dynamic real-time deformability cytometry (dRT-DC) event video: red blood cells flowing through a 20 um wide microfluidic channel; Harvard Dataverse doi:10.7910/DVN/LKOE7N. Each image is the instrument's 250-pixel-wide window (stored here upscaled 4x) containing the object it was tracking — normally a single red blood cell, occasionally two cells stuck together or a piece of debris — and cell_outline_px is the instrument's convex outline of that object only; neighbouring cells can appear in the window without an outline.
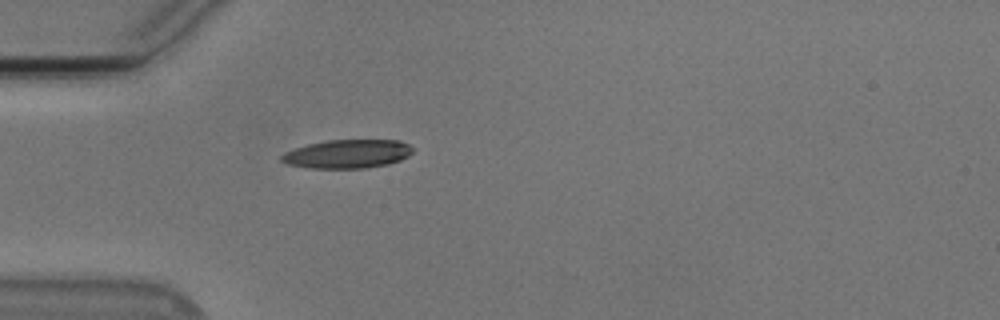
{"species": "Egyptian fruit bat (a non-hibernating species)", "species_latin": "Rousettus aegyptiacus", "temperature_condition": "cold", "stored_images_in_passage": 36, "camera_frame_rate_fps": 3000, "um_per_image_px": 0.085, "animal": {"sex": "male"}, "frame": {"image": 1, "passage_image": 1, "time_ms": 0.0, "image_size_px": [1000, 320], "cell_outline_px": [[416, 148], [408, 156], [400, 160], [388, 164], [364, 168], [308, 168], [288, 164], [280, 160], [280, 156], [284, 152], [308, 144], [328, 140], [400, 140]], "centroid_in_image_um": [29.55, 13.08], "position_along_channel_um": 55.4, "area_um2": 21.96}}
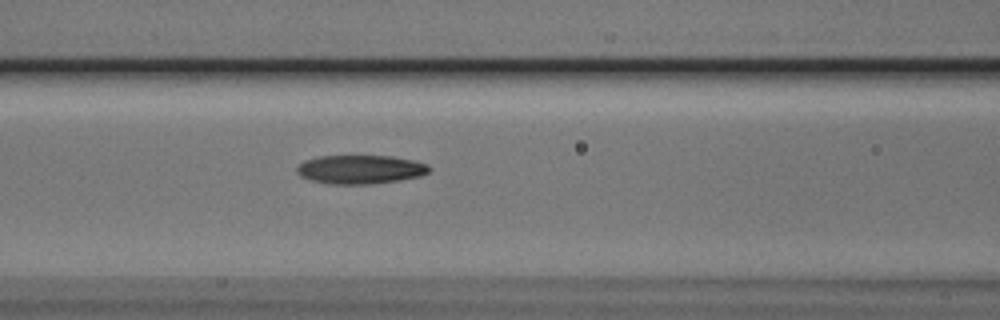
{"frame": {"image": 2, "passage_image": 8, "time_ms": 2.333, "image_size_px": [1000, 320], "cell_outline_px": [[432, 168], [428, 172], [420, 176], [400, 180], [372, 184], [328, 184], [312, 180], [300, 176], [296, 172], [296, 168], [304, 160], [320, 156], [392, 156], [412, 160], [428, 164]], "centroid_in_image_um": [30.63, 14.4], "position_along_channel_um": 136.0, "area_um2": 22.25}}
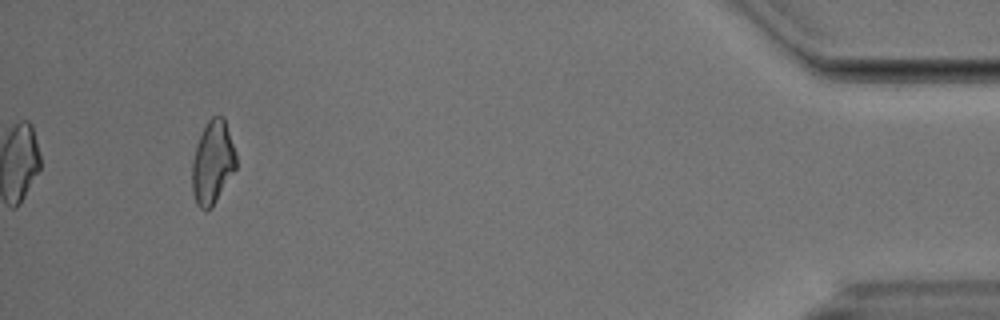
{"frame": {"image": 3, "passage_image": 36, "time_ms": 11.667, "image_size_px": [1000, 320], "cell_outline_px": [[236, 168], [212, 208], [204, 212], [196, 204], [192, 192], [192, 160], [196, 144], [208, 120], [212, 116], [224, 116], [236, 156]], "centroid_in_image_um": [18.05, 13.85], "position_along_channel_um": 417.1, "area_um2": 21.39}, "authors_computed_cell_mechanics": {"area_um2": 22.1952, "velocity_mm_per_s": 3.7605, "shape_relaxation_time_tau1_ms": 4.4131, "shape_relaxation_time_tau2_ms": 5.1644, "deformation_change_tau1": 0.1405, "deformation_change_tau2": 0.1363}}